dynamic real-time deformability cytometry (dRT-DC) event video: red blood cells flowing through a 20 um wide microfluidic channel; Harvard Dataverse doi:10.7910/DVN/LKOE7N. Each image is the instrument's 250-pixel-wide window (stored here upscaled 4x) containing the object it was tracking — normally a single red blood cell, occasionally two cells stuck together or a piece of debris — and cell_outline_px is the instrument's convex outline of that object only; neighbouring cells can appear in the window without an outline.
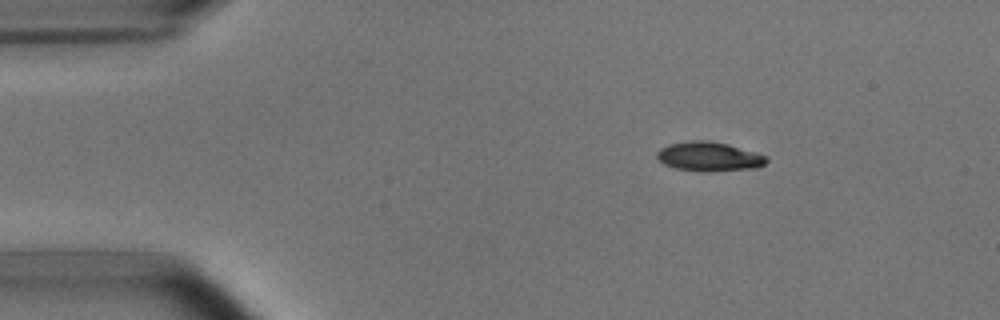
{"species": "common noctule bat (a hibernating species)", "species_latin": "Nyctalus noctula", "temperature_condition": "room temperature", "stored_images_in_passage": 4, "camera_frame_rate_fps": 3000, "um_per_image_px": 0.085, "animal": {"sex": "male", "body_mass_g": 15.6}, "frame": {"image": 1, "passage_image": 2, "time_ms": 1.333, "image_size_px": [1000, 320], "cell_outline_px": [[768, 160], [764, 164], [756, 168], [712, 172], [700, 172], [676, 168], [664, 164], [656, 156], [656, 152], [660, 148], [668, 144], [688, 140], [712, 140], [728, 144], [756, 152], [768, 156]], "centroid_in_image_um": [60.27, 13.3], "position_along_channel_um": 24.7, "area_um2": 19.07}}